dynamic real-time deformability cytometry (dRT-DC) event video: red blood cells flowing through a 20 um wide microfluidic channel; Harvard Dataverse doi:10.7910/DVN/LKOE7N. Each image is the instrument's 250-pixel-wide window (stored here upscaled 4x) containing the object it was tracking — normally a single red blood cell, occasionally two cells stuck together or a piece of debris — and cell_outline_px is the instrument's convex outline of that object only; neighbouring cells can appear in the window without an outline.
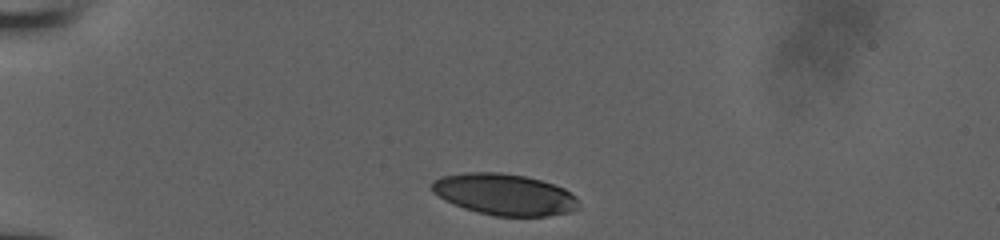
{"species": "human", "species_latin": "Homo sapiens", "temperature_condition": "room temperature", "stored_images_in_passage": 31, "camera_frame_rate_fps": 3000, "um_per_image_px": 0.085, "donor": {"sex": "male"}, "frame": {"image": 1, "passage_image": 1, "time_ms": 0.0, "image_size_px": [1000, 240], "cell_outline_px": [[580, 208], [572, 212], [548, 216], [496, 216], [476, 212], [452, 204], [444, 200], [432, 192], [432, 180], [440, 176], [464, 172], [500, 172], [524, 176], [540, 180], [564, 188], [576, 196]], "centroid_in_image_um": [42.86, 16.53], "position_along_channel_um": 42.1, "area_um2": 35.72}}
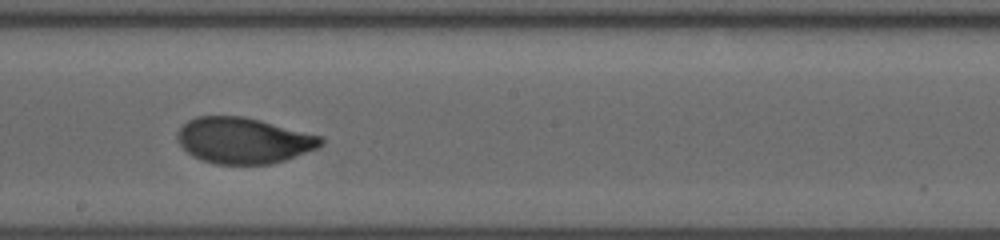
{"frame": {"image": 2, "passage_image": 18, "time_ms": 5.667, "image_size_px": [1000, 240], "cell_outline_px": [[324, 144], [316, 148], [284, 160], [272, 164], [216, 164], [200, 160], [192, 156], [180, 144], [176, 136], [176, 132], [188, 120], [196, 116], [244, 116], [260, 120], [320, 136], [324, 140]], "centroid_in_image_um": [20.66, 11.94], "position_along_channel_um": 227.5, "area_um2": 38.26}}
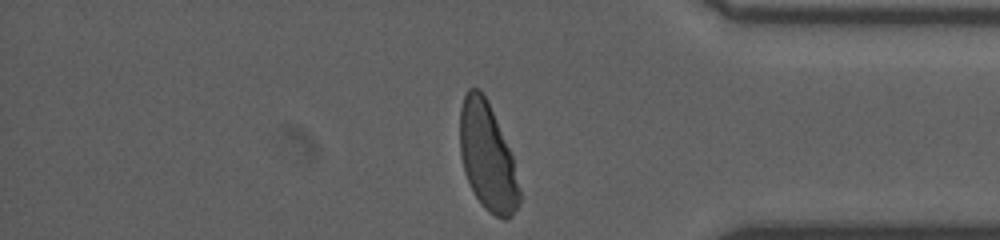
{"frame": {"image": 3, "passage_image": 31, "time_ms": 10.0, "image_size_px": [1000, 240], "cell_outline_px": [[520, 200], [512, 216], [504, 220], [488, 212], [480, 204], [464, 172], [460, 156], [460, 108], [464, 96], [468, 88], [480, 88], [492, 112], [512, 156], [520, 192]], "centroid_in_image_um": [41.41, 13.36], "position_along_channel_um": 393.8, "area_um2": 36.76}}